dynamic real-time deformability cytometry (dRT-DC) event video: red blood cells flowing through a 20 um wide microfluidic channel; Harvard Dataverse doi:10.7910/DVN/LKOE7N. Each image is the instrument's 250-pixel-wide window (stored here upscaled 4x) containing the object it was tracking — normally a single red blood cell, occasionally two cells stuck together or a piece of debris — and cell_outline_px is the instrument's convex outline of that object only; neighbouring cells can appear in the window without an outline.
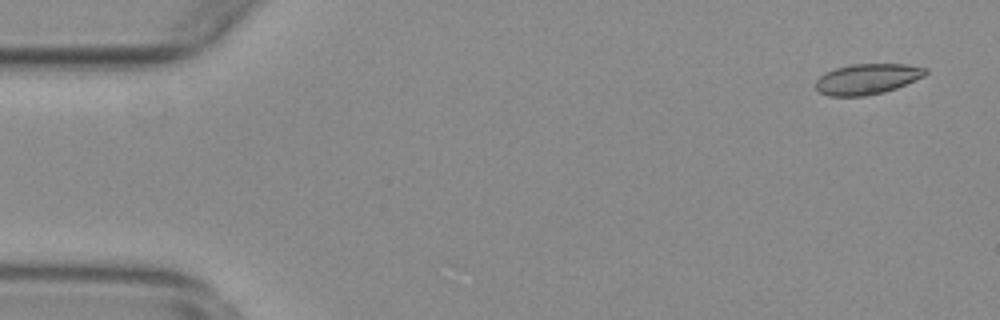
{"species": "common noctule bat (a hibernating species)", "species_latin": "Nyctalus noctula", "temperature_condition": "warm", "stored_images_in_passage": 55, "camera_frame_rate_fps": 3000, "um_per_image_px": 0.085, "animal": {"sex": "female", "body_mass_g": 29.2, "forearm_length_mm": 56.3}, "frame": {"image": 1, "passage_image": 3, "time_ms": 0.667, "image_size_px": [1000, 320], "cell_outline_px": [[928, 72], [924, 76], [896, 88], [884, 92], [864, 96], [828, 96], [820, 92], [816, 88], [816, 80], [824, 72], [836, 68], [852, 64], [908, 64], [928, 68]], "centroid_in_image_um": [73.72, 6.71], "position_along_channel_um": 11.3, "area_um2": 19.59}}
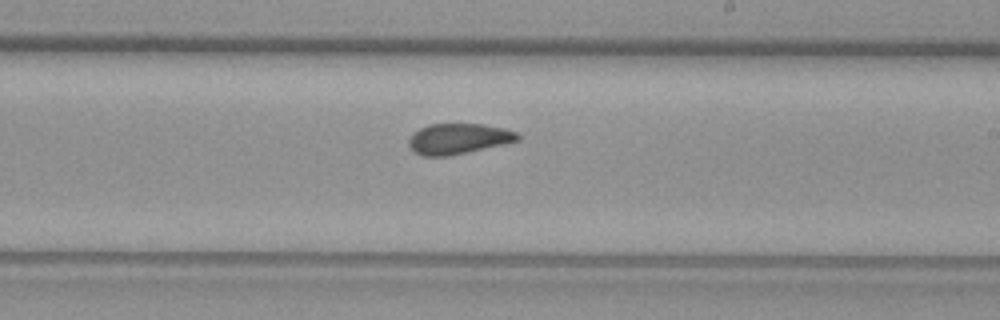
{"frame": {"image": 2, "passage_image": 32, "time_ms": 10.333, "image_size_px": [1000, 320], "cell_outline_px": [[520, 140], [504, 144], [468, 152], [448, 156], [420, 156], [408, 144], [408, 140], [420, 128], [428, 124], [484, 124], [504, 128], [516, 132], [520, 136]], "centroid_in_image_um": [38.99, 11.79], "position_along_channel_um": 250.0, "area_um2": 19.31}}
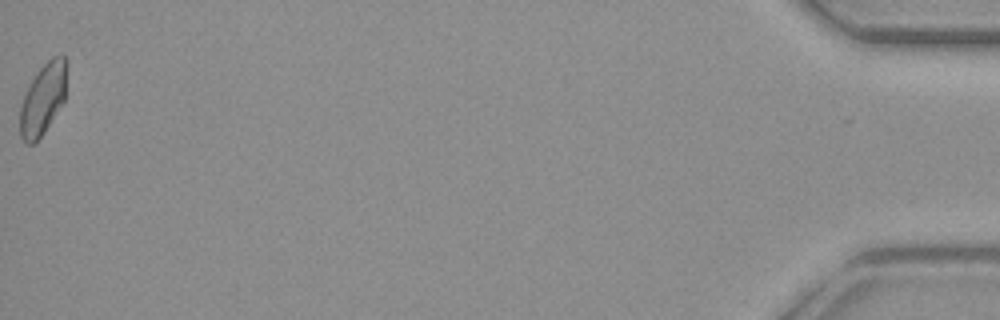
{"frame": {"image": 3, "passage_image": 55, "time_ms": 18.0, "image_size_px": [1000, 320], "cell_outline_px": [[64, 100], [44, 132], [32, 144], [24, 144], [20, 136], [20, 104], [36, 72], [52, 56], [60, 52], [64, 56]], "centroid_in_image_um": [3.6, 8.44], "position_along_channel_um": 431.6, "area_um2": 18.84}, "authors_computed_cell_mechanics": {"area_um2": 19.7676, "velocity_mm_per_s": 3.7828, "shape_relaxation_time_tau1_ms": null, "shape_relaxation_time_tau2_ms": 1.5396, "deformation_change_tau1": null, "deformation_change_tau2": 0.0624}}